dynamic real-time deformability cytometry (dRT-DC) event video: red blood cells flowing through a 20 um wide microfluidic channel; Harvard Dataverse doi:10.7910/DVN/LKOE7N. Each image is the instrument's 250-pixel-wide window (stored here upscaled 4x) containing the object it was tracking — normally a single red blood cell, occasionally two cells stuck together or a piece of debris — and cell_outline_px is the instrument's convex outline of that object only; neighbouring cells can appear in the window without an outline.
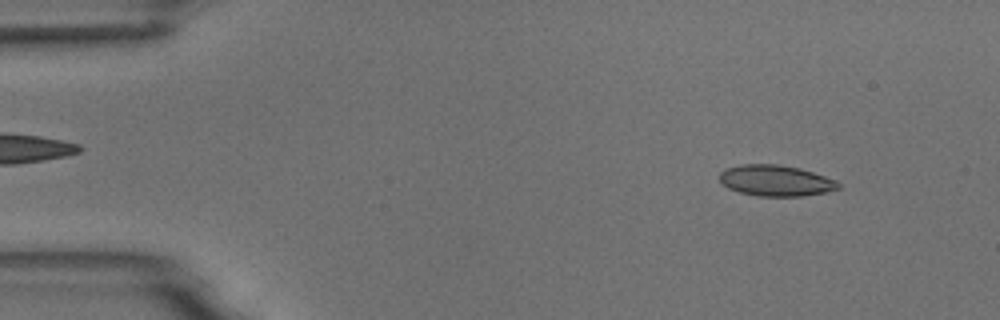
{"species": "common noctule bat (a hibernating species)", "species_latin": "Nyctalus noctula", "temperature_condition": "room temperature", "stored_images_in_passage": 4, "camera_frame_rate_fps": 3000, "um_per_image_px": 0.085, "animal": {"sex": "male", "body_mass_g": 18.8}, "frame": {"image": 1, "passage_image": 1, "time_ms": 0.0, "image_size_px": [1000, 320], "cell_outline_px": [[840, 188], [824, 192], [804, 196], [756, 196], [740, 192], [728, 188], [720, 180], [720, 172], [728, 168], [740, 164], [776, 164], [800, 168], [836, 180], [840, 184]], "centroid_in_image_um": [65.94, 15.35], "position_along_channel_um": 19.1, "area_um2": 21.33}}
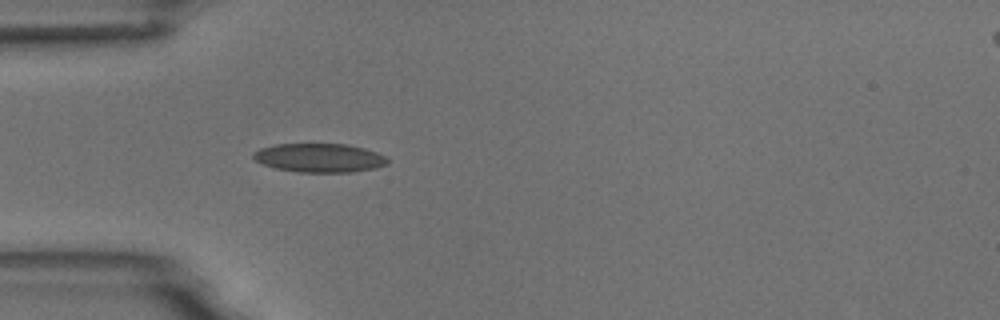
{"frame": {"image": 2, "passage_image": 4, "time_ms": 3.333, "image_size_px": [1000, 320], "cell_outline_px": [[388, 164], [376, 168], [352, 172], [300, 172], [276, 168], [264, 164], [256, 160], [252, 156], [252, 152], [260, 148], [276, 144], [348, 144], [364, 148], [376, 152], [384, 156], [388, 160]], "centroid_in_image_um": [27.16, 13.41], "position_along_channel_um": 57.8, "area_um2": 22.48}}